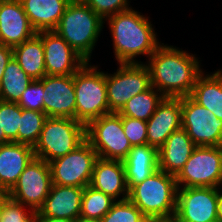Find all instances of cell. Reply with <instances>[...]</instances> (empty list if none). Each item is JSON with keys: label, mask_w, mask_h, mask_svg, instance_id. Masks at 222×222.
<instances>
[{"label": "cell", "mask_w": 222, "mask_h": 222, "mask_svg": "<svg viewBox=\"0 0 222 222\" xmlns=\"http://www.w3.org/2000/svg\"><path fill=\"white\" fill-rule=\"evenodd\" d=\"M195 55L163 43L148 58L151 86L164 97L190 96L203 72Z\"/></svg>", "instance_id": "1"}, {"label": "cell", "mask_w": 222, "mask_h": 222, "mask_svg": "<svg viewBox=\"0 0 222 222\" xmlns=\"http://www.w3.org/2000/svg\"><path fill=\"white\" fill-rule=\"evenodd\" d=\"M106 20L112 33L117 63H143L134 58L138 55H148L149 58L161 45L148 17L132 8L111 15Z\"/></svg>", "instance_id": "2"}, {"label": "cell", "mask_w": 222, "mask_h": 222, "mask_svg": "<svg viewBox=\"0 0 222 222\" xmlns=\"http://www.w3.org/2000/svg\"><path fill=\"white\" fill-rule=\"evenodd\" d=\"M104 23L84 2H70L54 31L86 62H90Z\"/></svg>", "instance_id": "3"}, {"label": "cell", "mask_w": 222, "mask_h": 222, "mask_svg": "<svg viewBox=\"0 0 222 222\" xmlns=\"http://www.w3.org/2000/svg\"><path fill=\"white\" fill-rule=\"evenodd\" d=\"M177 189L175 176L158 169L134 185L129 190L128 199L144 216L171 219L176 212Z\"/></svg>", "instance_id": "4"}, {"label": "cell", "mask_w": 222, "mask_h": 222, "mask_svg": "<svg viewBox=\"0 0 222 222\" xmlns=\"http://www.w3.org/2000/svg\"><path fill=\"white\" fill-rule=\"evenodd\" d=\"M86 140V125L71 118L47 117L34 155L46 162L63 157Z\"/></svg>", "instance_id": "5"}, {"label": "cell", "mask_w": 222, "mask_h": 222, "mask_svg": "<svg viewBox=\"0 0 222 222\" xmlns=\"http://www.w3.org/2000/svg\"><path fill=\"white\" fill-rule=\"evenodd\" d=\"M86 62L73 74L76 94V120L87 125L90 121L111 113L107 100L105 73Z\"/></svg>", "instance_id": "6"}, {"label": "cell", "mask_w": 222, "mask_h": 222, "mask_svg": "<svg viewBox=\"0 0 222 222\" xmlns=\"http://www.w3.org/2000/svg\"><path fill=\"white\" fill-rule=\"evenodd\" d=\"M86 140L99 158L123 161L132 145L124 133L121 115L116 112L103 115L86 125Z\"/></svg>", "instance_id": "7"}, {"label": "cell", "mask_w": 222, "mask_h": 222, "mask_svg": "<svg viewBox=\"0 0 222 222\" xmlns=\"http://www.w3.org/2000/svg\"><path fill=\"white\" fill-rule=\"evenodd\" d=\"M175 178L178 188L221 187L222 146H197Z\"/></svg>", "instance_id": "8"}, {"label": "cell", "mask_w": 222, "mask_h": 222, "mask_svg": "<svg viewBox=\"0 0 222 222\" xmlns=\"http://www.w3.org/2000/svg\"><path fill=\"white\" fill-rule=\"evenodd\" d=\"M109 111L118 113L132 97L151 87L150 73L145 63H119L113 74L105 73Z\"/></svg>", "instance_id": "9"}, {"label": "cell", "mask_w": 222, "mask_h": 222, "mask_svg": "<svg viewBox=\"0 0 222 222\" xmlns=\"http://www.w3.org/2000/svg\"><path fill=\"white\" fill-rule=\"evenodd\" d=\"M98 154L85 140L63 157L49 162L52 184L84 188L90 184Z\"/></svg>", "instance_id": "10"}, {"label": "cell", "mask_w": 222, "mask_h": 222, "mask_svg": "<svg viewBox=\"0 0 222 222\" xmlns=\"http://www.w3.org/2000/svg\"><path fill=\"white\" fill-rule=\"evenodd\" d=\"M51 187L49 163L34 157L9 191V197L37 212L43 206Z\"/></svg>", "instance_id": "11"}, {"label": "cell", "mask_w": 222, "mask_h": 222, "mask_svg": "<svg viewBox=\"0 0 222 222\" xmlns=\"http://www.w3.org/2000/svg\"><path fill=\"white\" fill-rule=\"evenodd\" d=\"M182 128L196 146H222V120L190 96L181 97Z\"/></svg>", "instance_id": "12"}, {"label": "cell", "mask_w": 222, "mask_h": 222, "mask_svg": "<svg viewBox=\"0 0 222 222\" xmlns=\"http://www.w3.org/2000/svg\"><path fill=\"white\" fill-rule=\"evenodd\" d=\"M219 188L185 187L177 189V222H218L217 202Z\"/></svg>", "instance_id": "13"}, {"label": "cell", "mask_w": 222, "mask_h": 222, "mask_svg": "<svg viewBox=\"0 0 222 222\" xmlns=\"http://www.w3.org/2000/svg\"><path fill=\"white\" fill-rule=\"evenodd\" d=\"M38 81L43 85V112L47 117L76 120V94L73 75H45Z\"/></svg>", "instance_id": "14"}, {"label": "cell", "mask_w": 222, "mask_h": 222, "mask_svg": "<svg viewBox=\"0 0 222 222\" xmlns=\"http://www.w3.org/2000/svg\"><path fill=\"white\" fill-rule=\"evenodd\" d=\"M36 34L43 42L46 75H73L86 63L54 30L40 31Z\"/></svg>", "instance_id": "15"}, {"label": "cell", "mask_w": 222, "mask_h": 222, "mask_svg": "<svg viewBox=\"0 0 222 222\" xmlns=\"http://www.w3.org/2000/svg\"><path fill=\"white\" fill-rule=\"evenodd\" d=\"M181 127V97H164L147 120L148 145L159 149L167 138Z\"/></svg>", "instance_id": "16"}, {"label": "cell", "mask_w": 222, "mask_h": 222, "mask_svg": "<svg viewBox=\"0 0 222 222\" xmlns=\"http://www.w3.org/2000/svg\"><path fill=\"white\" fill-rule=\"evenodd\" d=\"M37 32L31 26L20 0L0 2V43L15 47Z\"/></svg>", "instance_id": "17"}, {"label": "cell", "mask_w": 222, "mask_h": 222, "mask_svg": "<svg viewBox=\"0 0 222 222\" xmlns=\"http://www.w3.org/2000/svg\"><path fill=\"white\" fill-rule=\"evenodd\" d=\"M84 188L52 184L43 206L36 216L75 220L81 214V200Z\"/></svg>", "instance_id": "18"}, {"label": "cell", "mask_w": 222, "mask_h": 222, "mask_svg": "<svg viewBox=\"0 0 222 222\" xmlns=\"http://www.w3.org/2000/svg\"><path fill=\"white\" fill-rule=\"evenodd\" d=\"M89 186L117 201L128 199L129 190L122 161L98 158Z\"/></svg>", "instance_id": "19"}, {"label": "cell", "mask_w": 222, "mask_h": 222, "mask_svg": "<svg viewBox=\"0 0 222 222\" xmlns=\"http://www.w3.org/2000/svg\"><path fill=\"white\" fill-rule=\"evenodd\" d=\"M34 157L30 145L16 142L0 145V189L10 191Z\"/></svg>", "instance_id": "20"}, {"label": "cell", "mask_w": 222, "mask_h": 222, "mask_svg": "<svg viewBox=\"0 0 222 222\" xmlns=\"http://www.w3.org/2000/svg\"><path fill=\"white\" fill-rule=\"evenodd\" d=\"M196 147L185 129L174 131L158 149L159 169L176 177Z\"/></svg>", "instance_id": "21"}, {"label": "cell", "mask_w": 222, "mask_h": 222, "mask_svg": "<svg viewBox=\"0 0 222 222\" xmlns=\"http://www.w3.org/2000/svg\"><path fill=\"white\" fill-rule=\"evenodd\" d=\"M122 163L130 190L159 169L158 149L148 144L132 146Z\"/></svg>", "instance_id": "22"}, {"label": "cell", "mask_w": 222, "mask_h": 222, "mask_svg": "<svg viewBox=\"0 0 222 222\" xmlns=\"http://www.w3.org/2000/svg\"><path fill=\"white\" fill-rule=\"evenodd\" d=\"M36 32L55 30L70 0H20Z\"/></svg>", "instance_id": "23"}, {"label": "cell", "mask_w": 222, "mask_h": 222, "mask_svg": "<svg viewBox=\"0 0 222 222\" xmlns=\"http://www.w3.org/2000/svg\"><path fill=\"white\" fill-rule=\"evenodd\" d=\"M190 97L222 120V70L206 75L202 72Z\"/></svg>", "instance_id": "24"}, {"label": "cell", "mask_w": 222, "mask_h": 222, "mask_svg": "<svg viewBox=\"0 0 222 222\" xmlns=\"http://www.w3.org/2000/svg\"><path fill=\"white\" fill-rule=\"evenodd\" d=\"M13 57L33 81L46 75L43 42L37 34L13 47Z\"/></svg>", "instance_id": "25"}, {"label": "cell", "mask_w": 222, "mask_h": 222, "mask_svg": "<svg viewBox=\"0 0 222 222\" xmlns=\"http://www.w3.org/2000/svg\"><path fill=\"white\" fill-rule=\"evenodd\" d=\"M32 82L33 80L22 70L17 60L12 57L0 81V100L17 103L22 93Z\"/></svg>", "instance_id": "26"}, {"label": "cell", "mask_w": 222, "mask_h": 222, "mask_svg": "<svg viewBox=\"0 0 222 222\" xmlns=\"http://www.w3.org/2000/svg\"><path fill=\"white\" fill-rule=\"evenodd\" d=\"M158 92L157 89L151 86L145 92L137 94L127 101L118 113L121 116L132 117L147 122L164 98V96Z\"/></svg>", "instance_id": "27"}, {"label": "cell", "mask_w": 222, "mask_h": 222, "mask_svg": "<svg viewBox=\"0 0 222 222\" xmlns=\"http://www.w3.org/2000/svg\"><path fill=\"white\" fill-rule=\"evenodd\" d=\"M116 202L111 196L98 191L91 186L84 187L81 200V217L102 219Z\"/></svg>", "instance_id": "28"}, {"label": "cell", "mask_w": 222, "mask_h": 222, "mask_svg": "<svg viewBox=\"0 0 222 222\" xmlns=\"http://www.w3.org/2000/svg\"><path fill=\"white\" fill-rule=\"evenodd\" d=\"M46 118L47 115L44 112L21 108L18 143L34 147L39 139Z\"/></svg>", "instance_id": "29"}, {"label": "cell", "mask_w": 222, "mask_h": 222, "mask_svg": "<svg viewBox=\"0 0 222 222\" xmlns=\"http://www.w3.org/2000/svg\"><path fill=\"white\" fill-rule=\"evenodd\" d=\"M21 107L18 103L0 100V125L9 142L18 143Z\"/></svg>", "instance_id": "30"}, {"label": "cell", "mask_w": 222, "mask_h": 222, "mask_svg": "<svg viewBox=\"0 0 222 222\" xmlns=\"http://www.w3.org/2000/svg\"><path fill=\"white\" fill-rule=\"evenodd\" d=\"M143 213L129 200L116 201L100 222H138Z\"/></svg>", "instance_id": "31"}, {"label": "cell", "mask_w": 222, "mask_h": 222, "mask_svg": "<svg viewBox=\"0 0 222 222\" xmlns=\"http://www.w3.org/2000/svg\"><path fill=\"white\" fill-rule=\"evenodd\" d=\"M25 209V205L8 197L1 208L0 222H30L36 211L33 208L30 211Z\"/></svg>", "instance_id": "32"}, {"label": "cell", "mask_w": 222, "mask_h": 222, "mask_svg": "<svg viewBox=\"0 0 222 222\" xmlns=\"http://www.w3.org/2000/svg\"><path fill=\"white\" fill-rule=\"evenodd\" d=\"M121 121L124 133L132 146L148 144L146 121L127 116H121Z\"/></svg>", "instance_id": "33"}, {"label": "cell", "mask_w": 222, "mask_h": 222, "mask_svg": "<svg viewBox=\"0 0 222 222\" xmlns=\"http://www.w3.org/2000/svg\"><path fill=\"white\" fill-rule=\"evenodd\" d=\"M43 96V85L38 80H34L22 93L17 103L22 109L43 112Z\"/></svg>", "instance_id": "34"}, {"label": "cell", "mask_w": 222, "mask_h": 222, "mask_svg": "<svg viewBox=\"0 0 222 222\" xmlns=\"http://www.w3.org/2000/svg\"><path fill=\"white\" fill-rule=\"evenodd\" d=\"M128 1L129 0H85L84 3L105 20L111 15L131 9Z\"/></svg>", "instance_id": "35"}, {"label": "cell", "mask_w": 222, "mask_h": 222, "mask_svg": "<svg viewBox=\"0 0 222 222\" xmlns=\"http://www.w3.org/2000/svg\"><path fill=\"white\" fill-rule=\"evenodd\" d=\"M13 57V48L0 43V81L3 77L5 68Z\"/></svg>", "instance_id": "36"}, {"label": "cell", "mask_w": 222, "mask_h": 222, "mask_svg": "<svg viewBox=\"0 0 222 222\" xmlns=\"http://www.w3.org/2000/svg\"><path fill=\"white\" fill-rule=\"evenodd\" d=\"M219 187L218 191V202H217V218L218 222H222V191Z\"/></svg>", "instance_id": "37"}, {"label": "cell", "mask_w": 222, "mask_h": 222, "mask_svg": "<svg viewBox=\"0 0 222 222\" xmlns=\"http://www.w3.org/2000/svg\"><path fill=\"white\" fill-rule=\"evenodd\" d=\"M41 222H74V220L71 219H63V218H52V217H46V216H37Z\"/></svg>", "instance_id": "38"}, {"label": "cell", "mask_w": 222, "mask_h": 222, "mask_svg": "<svg viewBox=\"0 0 222 222\" xmlns=\"http://www.w3.org/2000/svg\"><path fill=\"white\" fill-rule=\"evenodd\" d=\"M8 197H9V191L0 189V212H1L2 205L4 204V202L6 201Z\"/></svg>", "instance_id": "39"}, {"label": "cell", "mask_w": 222, "mask_h": 222, "mask_svg": "<svg viewBox=\"0 0 222 222\" xmlns=\"http://www.w3.org/2000/svg\"><path fill=\"white\" fill-rule=\"evenodd\" d=\"M74 222H100V220L84 218V217L79 216L74 220Z\"/></svg>", "instance_id": "40"}, {"label": "cell", "mask_w": 222, "mask_h": 222, "mask_svg": "<svg viewBox=\"0 0 222 222\" xmlns=\"http://www.w3.org/2000/svg\"><path fill=\"white\" fill-rule=\"evenodd\" d=\"M159 219L150 216H143L138 222H157Z\"/></svg>", "instance_id": "41"}, {"label": "cell", "mask_w": 222, "mask_h": 222, "mask_svg": "<svg viewBox=\"0 0 222 222\" xmlns=\"http://www.w3.org/2000/svg\"><path fill=\"white\" fill-rule=\"evenodd\" d=\"M7 143H9V141L6 139L5 132L1 131V125H0V145H4Z\"/></svg>", "instance_id": "42"}, {"label": "cell", "mask_w": 222, "mask_h": 222, "mask_svg": "<svg viewBox=\"0 0 222 222\" xmlns=\"http://www.w3.org/2000/svg\"><path fill=\"white\" fill-rule=\"evenodd\" d=\"M157 222H177L174 218L171 219H159Z\"/></svg>", "instance_id": "43"}, {"label": "cell", "mask_w": 222, "mask_h": 222, "mask_svg": "<svg viewBox=\"0 0 222 222\" xmlns=\"http://www.w3.org/2000/svg\"><path fill=\"white\" fill-rule=\"evenodd\" d=\"M30 222H41V220L35 215Z\"/></svg>", "instance_id": "44"}, {"label": "cell", "mask_w": 222, "mask_h": 222, "mask_svg": "<svg viewBox=\"0 0 222 222\" xmlns=\"http://www.w3.org/2000/svg\"><path fill=\"white\" fill-rule=\"evenodd\" d=\"M71 2H84L85 0H70Z\"/></svg>", "instance_id": "45"}]
</instances>
